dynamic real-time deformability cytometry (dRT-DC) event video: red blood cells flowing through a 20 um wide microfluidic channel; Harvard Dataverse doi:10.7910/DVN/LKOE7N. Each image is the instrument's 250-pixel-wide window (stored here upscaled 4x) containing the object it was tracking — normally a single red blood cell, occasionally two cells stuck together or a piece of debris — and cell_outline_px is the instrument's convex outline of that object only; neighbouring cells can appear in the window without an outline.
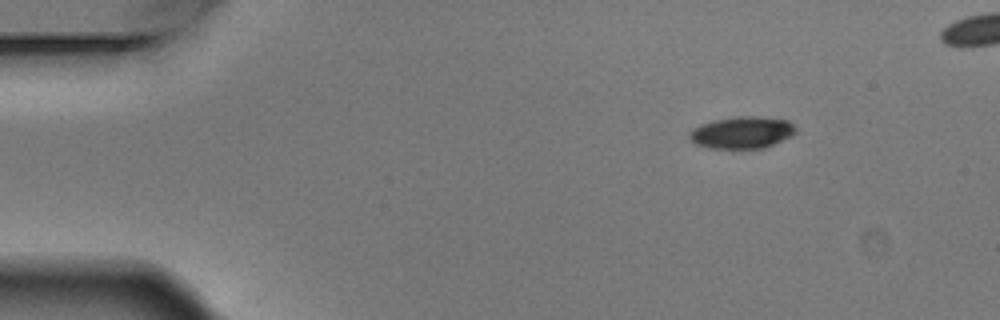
{"species": "Egyptian fruit bat (a non-hibernating species)", "species_latin": "Rousettus aegyptiacus", "temperature_condition": "warm", "stored_images_in_passage": 4, "camera_frame_rate_fps": 3000, "um_per_image_px": 0.085, "animal": {"sex": "male"}, "frame": {"image": 1, "passage_image": 1, "time_ms": 0.0, "image_size_px": [1000, 320], "cell_outline_px": [[796, 132], [764, 148], [708, 148], [696, 144], [688, 136], [688, 132], [692, 128], [700, 124], [716, 120], [736, 116], [756, 116], [788, 120], [796, 128]], "centroid_in_image_um": [63.02, 11.25], "position_along_channel_um": 22.0, "area_um2": 19.59}}